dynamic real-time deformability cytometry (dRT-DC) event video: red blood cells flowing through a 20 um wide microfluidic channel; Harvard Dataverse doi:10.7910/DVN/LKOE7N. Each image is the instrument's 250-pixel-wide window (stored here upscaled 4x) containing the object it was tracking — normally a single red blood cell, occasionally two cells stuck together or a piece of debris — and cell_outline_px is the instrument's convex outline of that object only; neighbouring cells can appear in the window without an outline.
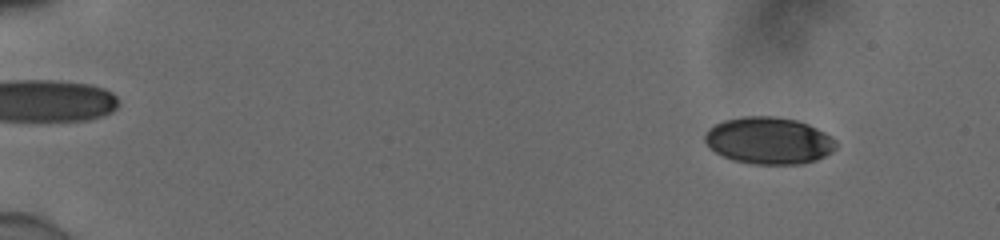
{"species": "human", "species_latin": "Homo sapiens", "temperature_condition": "cold", "stored_images_in_passage": 52, "camera_frame_rate_fps": 3000, "um_per_image_px": 0.085, "donor": {"sex": "male"}, "frame": {"image": 1, "passage_image": 4, "time_ms": 1.0, "image_size_px": [1000, 240], "cell_outline_px": [[836, 148], [832, 152], [816, 160], [800, 164], [756, 164], [736, 160], [724, 156], [716, 152], [704, 140], [704, 136], [708, 128], [724, 120], [744, 116], [776, 116], [796, 120], [808, 124], [824, 132], [836, 144]], "centroid_in_image_um": [65.34, 11.94], "position_along_channel_um": 19.7, "area_um2": 35.49}}
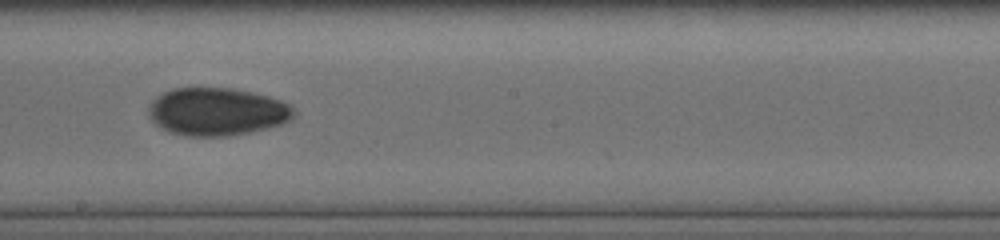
{"frame": {"image": 2, "passage_image": 31, "time_ms": 10.0, "image_size_px": [1000, 240], "cell_outline_px": [[296, 112], [292, 120], [268, 128], [228, 136], [184, 136], [168, 132], [156, 124], [152, 120], [148, 112], [148, 104], [156, 96], [172, 88], [232, 88], [268, 96], [280, 100], [288, 104]], "centroid_in_image_um": [18.42, 9.49], "position_along_channel_um": 229.8, "area_um2": 40.58}}
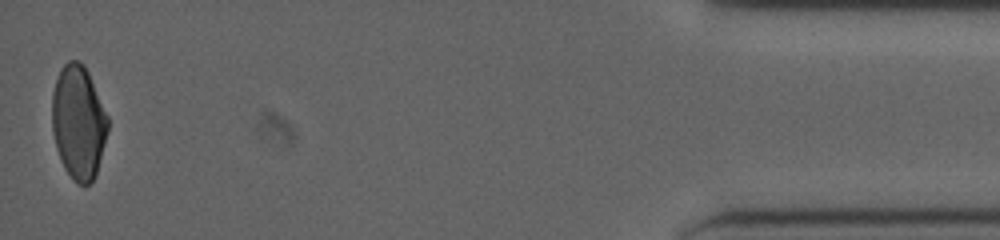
{"frame": {"image": 3, "passage_image": 52, "time_ms": 17.0, "image_size_px": [1000, 240], "cell_outline_px": [[108, 128], [96, 172], [92, 180], [88, 184], [76, 184], [64, 168], [56, 148], [52, 128], [52, 96], [56, 80], [64, 64], [68, 60], [76, 60], [84, 64], [88, 72], [108, 116]], "centroid_in_image_um": [6.65, 10.38], "position_along_channel_um": 428.5, "area_um2": 36.59}, "authors_computed_cell_mechanics": {"area_um2": 38.0324, "velocity_mm_per_s": 3.9141, "shape_relaxation_time_tau1_ms": null, "shape_relaxation_time_tau2_ms": 5.1929, "deformation_change_tau1": null, "deformation_change_tau2": 0.0723}}